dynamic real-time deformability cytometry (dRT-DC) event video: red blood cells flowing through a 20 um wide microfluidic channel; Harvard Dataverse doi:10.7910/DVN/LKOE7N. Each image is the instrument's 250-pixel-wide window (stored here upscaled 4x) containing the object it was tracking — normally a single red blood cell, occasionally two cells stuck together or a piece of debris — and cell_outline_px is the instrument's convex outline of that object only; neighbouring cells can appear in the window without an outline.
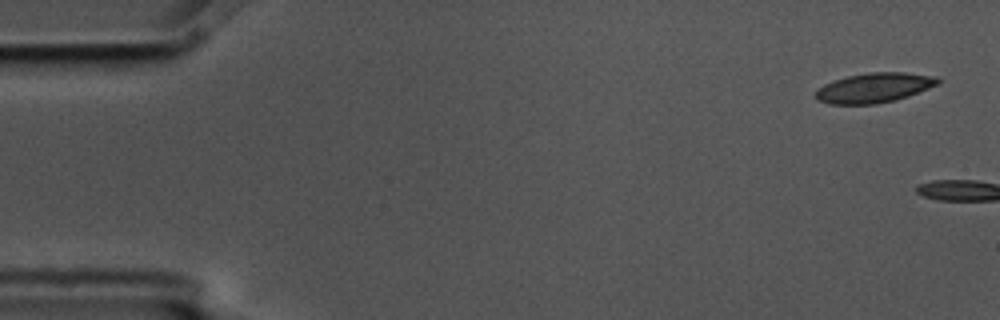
{"species": "common noctule bat (a hibernating species)", "species_latin": "Nyctalus noctula", "temperature_condition": "cold", "stored_images_in_passage": 7, "camera_frame_rate_fps": 3000, "um_per_image_px": 0.085, "animal": {"sex": "male", "body_mass_g": 17.5, "forearm_length_mm": 52.3}, "frame": {"image": 1, "passage_image": 1, "time_ms": 0.0, "image_size_px": [1000, 320], "cell_outline_px": [[944, 80], [940, 84], [908, 96], [896, 100], [876, 104], [832, 104], [816, 100], [816, 92], [824, 84], [848, 76], [868, 72], [904, 72], [936, 76]], "centroid_in_image_um": [74.38, 7.45], "position_along_channel_um": 10.6, "area_um2": 21.27}}
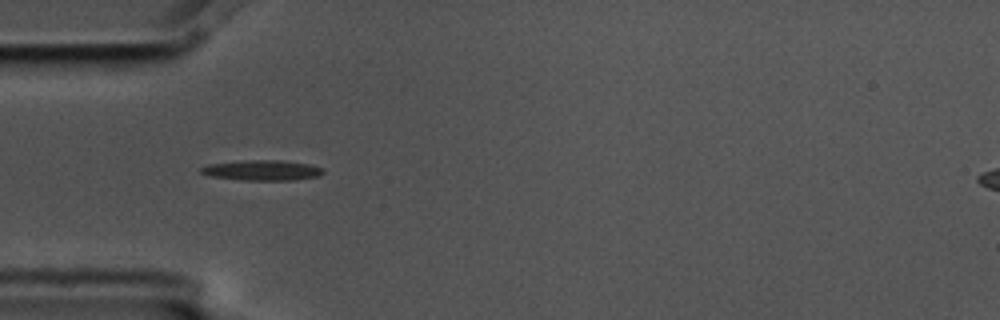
{"frame": {"image": 2, "passage_image": 6, "time_ms": 1.667, "image_size_px": [1000, 320], "cell_outline_px": [[324, 172], [320, 176], [292, 180], [240, 180], [212, 176], [200, 172], [200, 168], [208, 164], [244, 160], [280, 160], [308, 164], [324, 168]], "centroid_in_image_um": [22.3, 14.47], "position_along_channel_um": 62.7, "area_um2": 14.45}}